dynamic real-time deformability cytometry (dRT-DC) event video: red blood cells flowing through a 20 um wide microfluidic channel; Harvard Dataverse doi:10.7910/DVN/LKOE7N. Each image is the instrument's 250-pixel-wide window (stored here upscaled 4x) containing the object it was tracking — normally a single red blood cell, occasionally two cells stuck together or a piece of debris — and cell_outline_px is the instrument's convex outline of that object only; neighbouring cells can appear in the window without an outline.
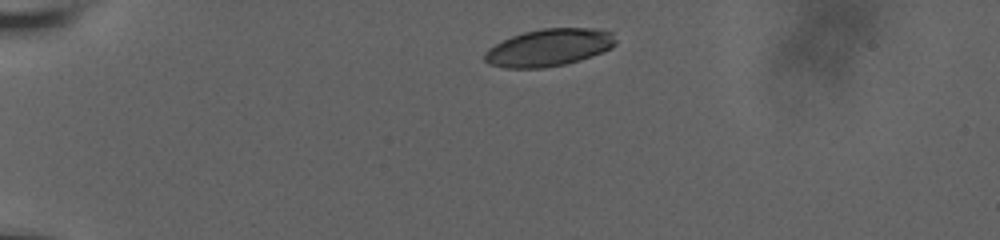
{"species": "human", "species_latin": "Homo sapiens", "temperature_condition": "room temperature", "stored_images_in_passage": 10, "camera_frame_rate_fps": 3000, "um_per_image_px": 0.085, "donor": {"sex": "male"}, "frame": {"image": 1, "passage_image": 1, "time_ms": 0.0, "image_size_px": [1000, 240], "cell_outline_px": [[616, 44], [612, 48], [592, 56], [580, 60], [564, 64], [544, 68], [504, 68], [488, 64], [484, 60], [484, 52], [488, 48], [512, 36], [524, 32], [544, 28], [600, 28], [612, 32], [616, 40]], "centroid_in_image_um": [46.68, 4.04], "position_along_channel_um": 38.3, "area_um2": 28.67}}
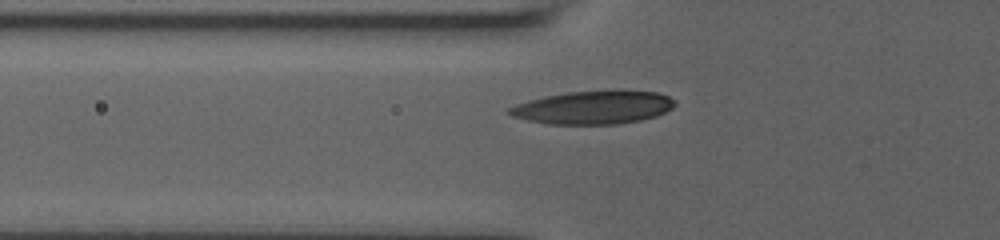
{"frame": {"image": 2, "passage_image": 7, "time_ms": 2.0, "image_size_px": [1000, 240], "cell_outline_px": [[676, 104], [672, 108], [656, 116], [640, 120], [616, 124], [548, 124], [528, 120], [512, 116], [504, 112], [508, 108], [516, 104], [528, 100], [544, 96], [568, 92], [616, 88], [656, 92], [668, 96], [676, 100]], "centroid_in_image_um": [50.45, 9.1], "position_along_channel_um": 75.4, "area_um2": 32.77}}
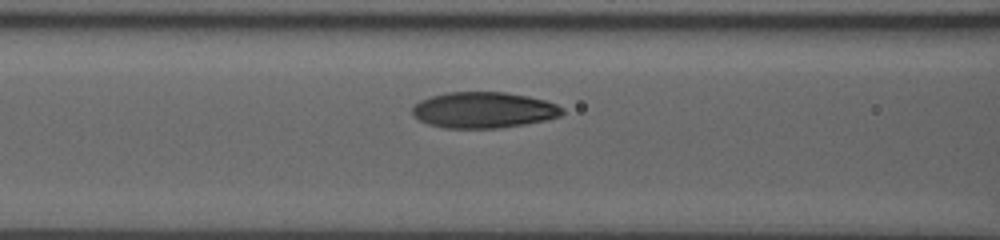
{"frame": {"image": 3, "passage_image": 9, "time_ms": 2.667, "image_size_px": [1000, 240], "cell_outline_px": [[564, 112], [560, 116], [548, 120], [500, 128], [444, 128], [428, 124], [412, 116], [412, 108], [420, 100], [432, 96], [448, 92], [504, 92], [528, 96], [544, 100], [556, 104], [564, 108]], "centroid_in_image_um": [41.12, 9.36], "position_along_channel_um": 125.5, "area_um2": 31.56}}